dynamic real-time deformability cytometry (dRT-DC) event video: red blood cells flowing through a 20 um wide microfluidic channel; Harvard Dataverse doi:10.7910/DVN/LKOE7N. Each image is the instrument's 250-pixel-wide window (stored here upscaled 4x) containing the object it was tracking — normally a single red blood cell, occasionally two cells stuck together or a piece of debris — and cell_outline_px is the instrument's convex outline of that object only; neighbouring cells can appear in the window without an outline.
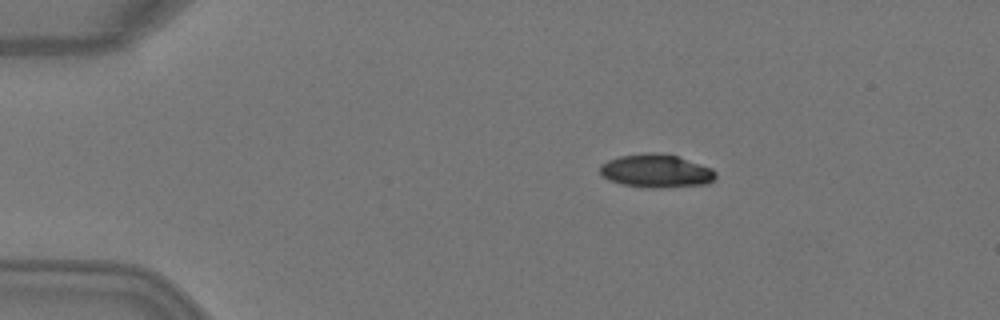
{"species": "Egyptian fruit bat (a non-hibernating species)", "species_latin": "Rousettus aegyptiacus", "temperature_condition": "warm", "stored_images_in_passage": 7, "camera_frame_rate_fps": 3000, "um_per_image_px": 0.085, "animal": {"sex": "female"}, "frame": {"image": 1, "passage_image": 2, "time_ms": 0.333, "image_size_px": [1000, 320], "cell_outline_px": [[716, 176], [708, 184], [660, 188], [652, 188], [620, 184], [608, 180], [600, 176], [600, 164], [608, 160], [620, 156], [676, 156], [712, 168], [716, 172]], "centroid_in_image_um": [55.76, 14.6], "position_along_channel_um": 29.2, "area_um2": 21.62}}
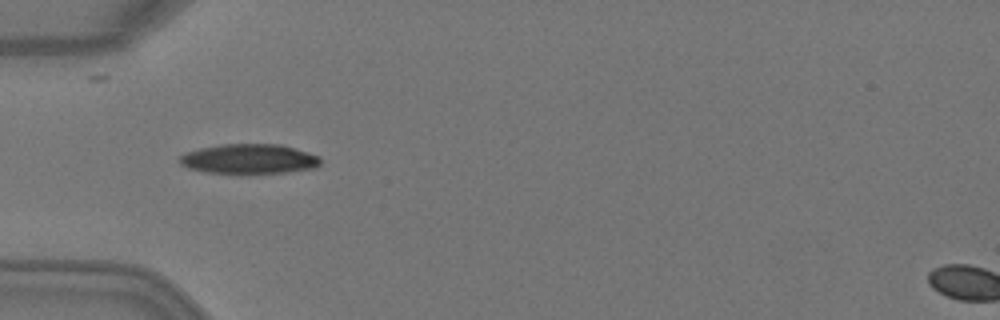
{"frame": {"image": 2, "passage_image": 4, "time_ms": 1.0, "image_size_px": [1000, 320], "cell_outline_px": [[320, 164], [316, 168], [284, 172], [240, 176], [204, 172], [188, 168], [180, 164], [180, 156], [184, 152], [200, 148], [220, 144], [280, 144], [308, 152], [320, 156]], "centroid_in_image_um": [21.14, 13.54], "position_along_channel_um": 63.9, "area_um2": 25.32}}
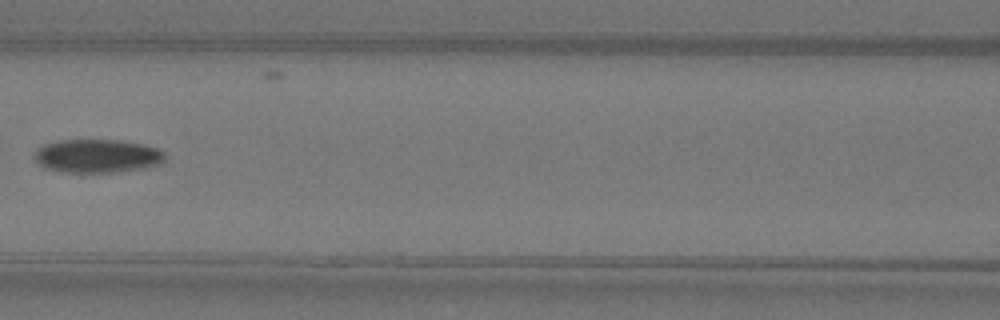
{"frame": {"image": 3, "passage_image": 6, "time_ms": 1.667, "image_size_px": [1000, 320], "cell_outline_px": [[164, 160], [160, 164], [148, 168], [120, 172], [60, 172], [44, 168], [36, 160], [36, 148], [44, 144], [60, 140], [120, 140], [144, 144], [156, 148], [164, 152]], "centroid_in_image_um": [8.29, 13.26], "position_along_channel_um": 158.3, "area_um2": 25.66}}